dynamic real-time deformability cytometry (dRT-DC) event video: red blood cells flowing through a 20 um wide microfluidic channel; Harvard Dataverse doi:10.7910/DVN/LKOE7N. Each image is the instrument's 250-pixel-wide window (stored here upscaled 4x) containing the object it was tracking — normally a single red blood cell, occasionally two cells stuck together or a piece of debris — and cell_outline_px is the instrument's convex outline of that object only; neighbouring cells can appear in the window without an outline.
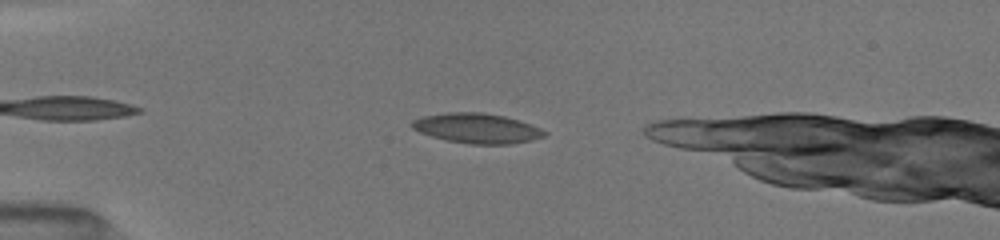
{"species": "common noctule bat (a hibernating species)", "species_latin": "Nyctalus noctula", "temperature_condition": "room temperature", "stored_images_in_passage": 40, "camera_frame_rate_fps": 3000, "um_per_image_px": 0.085, "animal": {"sex": "female", "body_mass_g": 19.5, "forearm_length_mm": 54.1}, "frame": {"image": 1, "passage_image": 8, "time_ms": 2.333, "image_size_px": [1000, 240], "cell_outline_px": [[548, 132], [544, 136], [528, 140], [508, 144], [468, 144], [444, 140], [420, 132], [412, 128], [412, 120], [424, 116], [448, 112], [480, 112], [504, 116], [540, 128]], "centroid_in_image_um": [40.5, 10.9], "position_along_channel_um": 44.5, "area_um2": 22.77}}
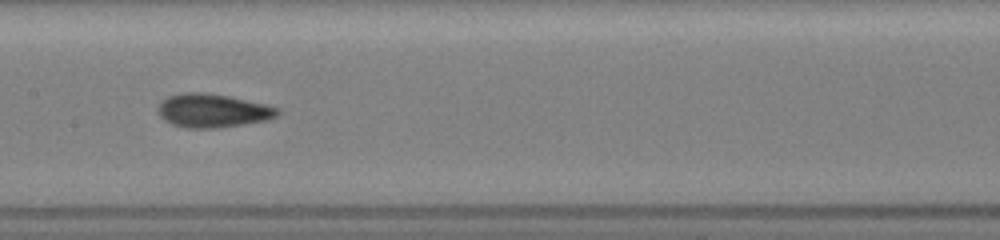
{"frame": {"image": 2, "passage_image": 21, "time_ms": 6.667, "image_size_px": [1000, 240], "cell_outline_px": [[280, 112], [276, 116], [268, 120], [220, 128], [188, 128], [172, 124], [164, 120], [160, 116], [156, 108], [160, 100], [168, 96], [180, 92], [204, 92], [228, 96], [264, 104], [280, 108]], "centroid_in_image_um": [18.04, 9.4], "position_along_channel_um": 189.4, "area_um2": 23.64}}
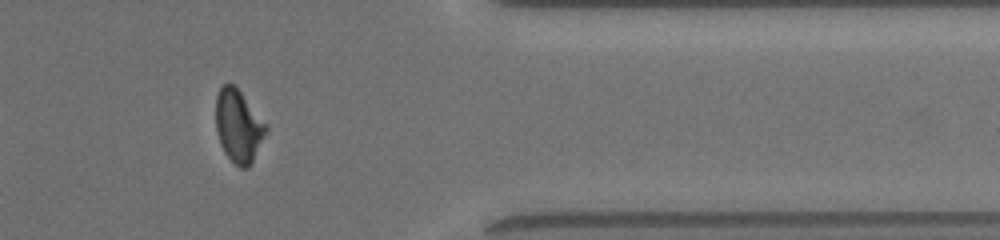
{"frame": {"image": 3, "passage_image": 37, "time_ms": 12.0, "image_size_px": [1000, 240], "cell_outline_px": [[268, 128], [252, 164], [248, 168], [240, 168], [224, 152], [220, 144], [216, 128], [216, 96], [220, 88], [228, 80], [240, 92], [268, 124]], "centroid_in_image_um": [20.28, 10.71], "position_along_channel_um": 391.1, "area_um2": 21.27}}